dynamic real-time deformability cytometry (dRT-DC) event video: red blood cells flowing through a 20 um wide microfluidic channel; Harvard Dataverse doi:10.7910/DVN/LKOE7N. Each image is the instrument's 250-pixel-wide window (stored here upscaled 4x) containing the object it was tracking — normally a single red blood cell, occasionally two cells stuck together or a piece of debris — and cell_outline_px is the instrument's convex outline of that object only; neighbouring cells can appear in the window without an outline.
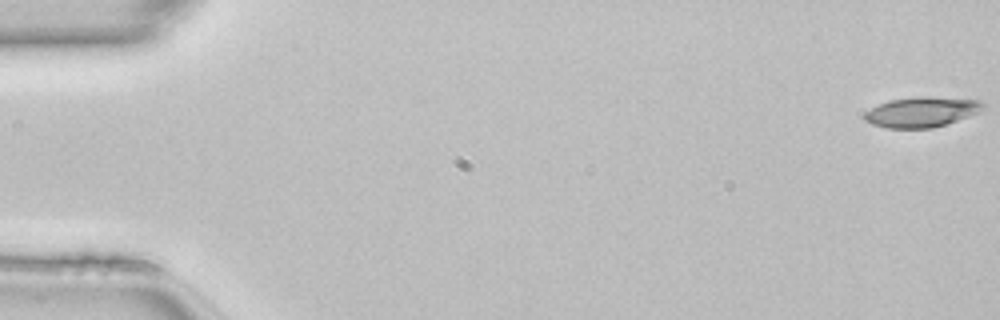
{"species": "common noctule bat (a hibernating species)", "species_latin": "Nyctalus noctula", "temperature_condition": "room temperature", "stored_images_in_passage": 50, "camera_frame_rate_fps": 3000, "um_per_image_px": 0.085, "animal": {"sex": "female", "body_mass_g": 22.7, "forearm_length_mm": 54.2}, "frame": {"image": 1, "passage_image": 1, "time_ms": 0.0, "image_size_px": [1000, 320], "cell_outline_px": [[984, 104], [980, 108], [956, 120], [932, 128], [888, 128], [872, 124], [864, 116], [864, 112], [880, 104], [892, 100], [976, 100]], "centroid_in_image_um": [78.18, 9.6], "position_along_channel_um": 6.8, "area_um2": 18.61}}
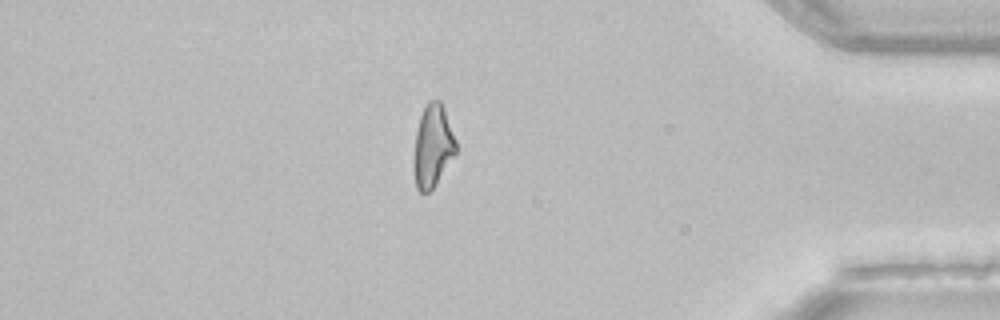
{"frame": {"image": 2, "passage_image": 43, "time_ms": 14.0, "image_size_px": [1000, 320], "cell_outline_px": [[456, 152], [436, 184], [428, 192], [420, 192], [416, 188], [412, 168], [412, 160], [416, 132], [420, 116], [428, 100], [440, 100], [444, 108], [456, 140]], "centroid_in_image_um": [36.75, 12.43], "position_along_channel_um": 398.5, "area_um2": 20.4}}
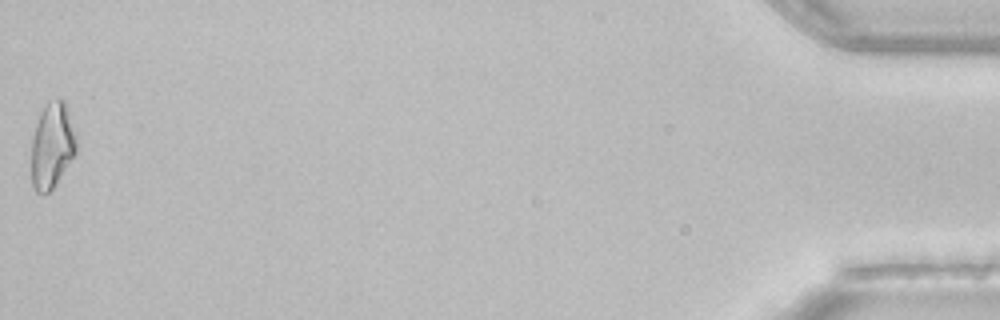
{"frame": {"image": 3, "passage_image": 50, "time_ms": 16.333, "image_size_px": [1000, 320], "cell_outline_px": [[80, 144], [76, 152], [52, 188], [48, 192], [36, 192], [32, 188], [32, 140], [36, 124], [40, 112], [48, 100], [56, 96], [60, 96], [64, 100], [68, 108]], "centroid_in_image_um": [4.46, 12.27], "position_along_channel_um": 430.7, "area_um2": 22.83}, "authors_computed_cell_mechanics": {"area_um2": 20.8369, "velocity_mm_per_s": 4.1566, "shape_relaxation_time_tau1_ms": 6.6904, "shape_relaxation_time_tau2_ms": 9.6219, "deformation_change_tau1": 0.2092, "deformation_change_tau2": 0.2442}}